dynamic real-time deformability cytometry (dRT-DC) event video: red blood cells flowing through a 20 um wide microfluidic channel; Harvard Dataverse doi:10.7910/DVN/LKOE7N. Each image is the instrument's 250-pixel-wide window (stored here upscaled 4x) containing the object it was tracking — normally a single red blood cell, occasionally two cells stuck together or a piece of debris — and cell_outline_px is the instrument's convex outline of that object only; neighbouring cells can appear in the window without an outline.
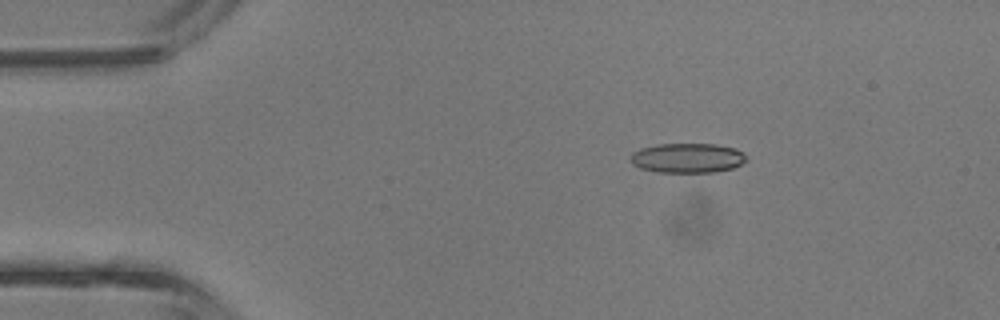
{"species": "common noctule bat (a hibernating species)", "species_latin": "Nyctalus noctula", "temperature_condition": "room temperature", "stored_images_in_passage": 43, "camera_frame_rate_fps": 3000, "um_per_image_px": 0.085, "animal": {"sex": "male", "body_mass_g": 13.3}, "frame": {"image": 1, "passage_image": 7, "time_ms": 2.0, "image_size_px": [1000, 320], "cell_outline_px": [[748, 160], [732, 168], [716, 172], [656, 172], [640, 168], [632, 164], [628, 160], [632, 152], [640, 148], [656, 144], [716, 144], [736, 148], [744, 152], [748, 156]], "centroid_in_image_um": [58.43, 13.42], "position_along_channel_um": 26.6, "area_um2": 20.4}}
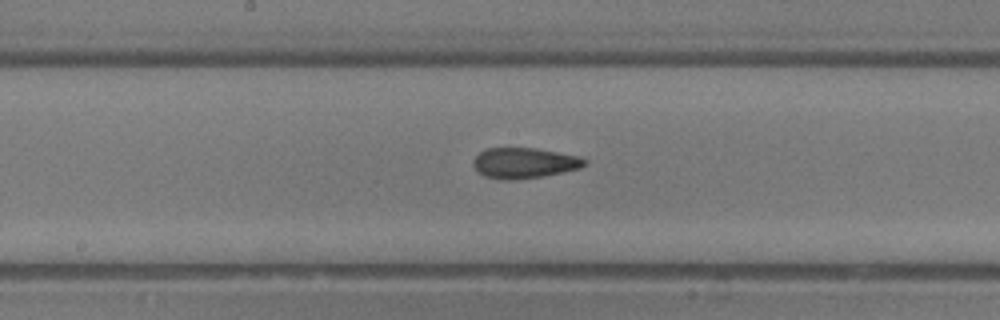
{"frame": {"image": 2, "passage_image": 22, "time_ms": 7.0, "image_size_px": [1000, 320], "cell_outline_px": [[588, 164], [580, 168], [544, 176], [512, 180], [504, 180], [484, 176], [476, 172], [472, 164], [472, 160], [480, 152], [488, 148], [536, 148], [580, 156], [588, 160]], "centroid_in_image_um": [44.56, 13.86], "position_along_channel_um": 203.6, "area_um2": 20.06}}
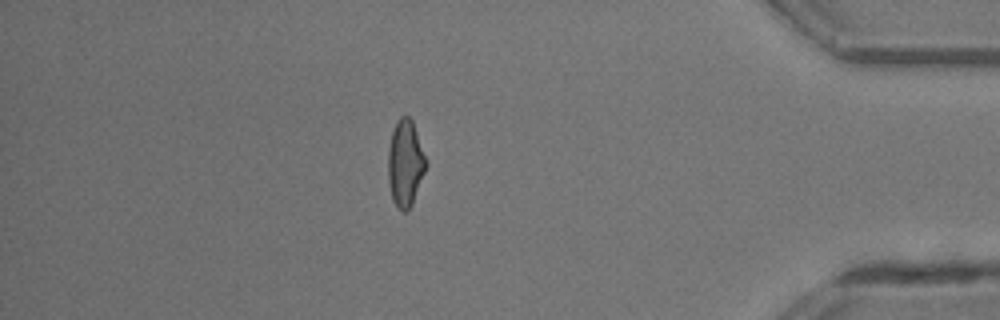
{"frame": {"image": 3, "passage_image": 37, "time_ms": 12.0, "image_size_px": [1000, 320], "cell_outline_px": [[428, 164], [412, 204], [404, 212], [392, 200], [388, 180], [388, 152], [392, 132], [396, 120], [400, 116], [408, 116], [412, 120], [428, 160]], "centroid_in_image_um": [34.46, 13.84], "position_along_channel_um": 400.7, "area_um2": 19.19}, "authors_computed_cell_mechanics": {"area_um2": 19.5364, "velocity_mm_per_s": 4.7946, "shape_relaxation_time_tau1_ms": null, "shape_relaxation_time_tau2_ms": 2.9863, "deformation_change_tau1": null, "deformation_change_tau2": 0.0964}}